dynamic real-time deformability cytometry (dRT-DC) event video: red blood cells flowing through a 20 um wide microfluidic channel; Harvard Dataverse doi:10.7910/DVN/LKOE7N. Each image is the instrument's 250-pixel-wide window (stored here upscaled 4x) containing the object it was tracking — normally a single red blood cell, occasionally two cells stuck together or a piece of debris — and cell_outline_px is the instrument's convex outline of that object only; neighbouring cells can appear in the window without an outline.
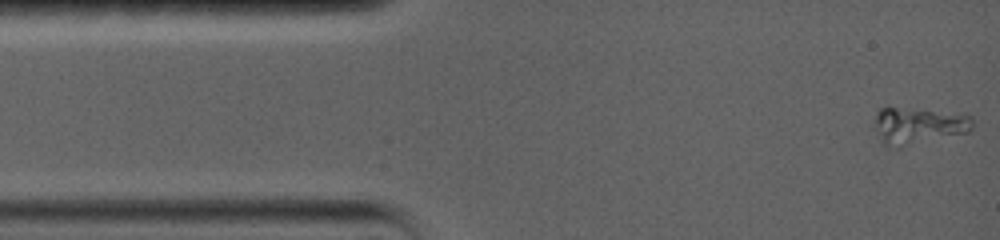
{"species": "common noctule bat (a hibernating species)", "species_latin": "Nyctalus noctula", "temperature_condition": "warm", "stored_images_in_passage": 20, "camera_frame_rate_fps": 5000, "um_per_image_px": 0.085, "animal": {"sex": "female", "body_mass_g": 19.0, "forearm_length_mm": 56.7}, "frame": {"image": 1, "passage_image": 1, "time_ms": 0.0, "image_size_px": [1000, 240], "cell_outline_px": [[972, 132], [896, 148], [884, 144], [880, 140], [876, 128], [876, 116], [880, 108], [896, 108], [972, 116]], "centroid_in_image_um": [78.07, 10.73], "position_along_channel_um": 6.9, "area_um2": 20.29}}
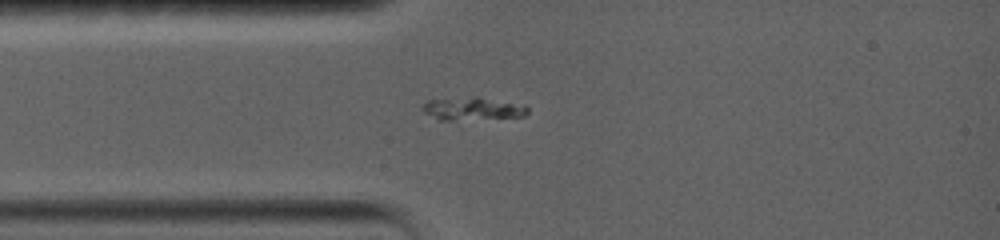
{"frame": {"image": 2, "passage_image": 17, "time_ms": 3.2, "image_size_px": [1000, 240], "cell_outline_px": [[528, 112], [524, 116], [452, 120], [440, 120], [424, 112], [420, 108], [428, 100], [476, 96], [524, 104], [528, 108]], "centroid_in_image_um": [40.18, 9.22], "position_along_channel_um": 44.8, "area_um2": 13.93}}